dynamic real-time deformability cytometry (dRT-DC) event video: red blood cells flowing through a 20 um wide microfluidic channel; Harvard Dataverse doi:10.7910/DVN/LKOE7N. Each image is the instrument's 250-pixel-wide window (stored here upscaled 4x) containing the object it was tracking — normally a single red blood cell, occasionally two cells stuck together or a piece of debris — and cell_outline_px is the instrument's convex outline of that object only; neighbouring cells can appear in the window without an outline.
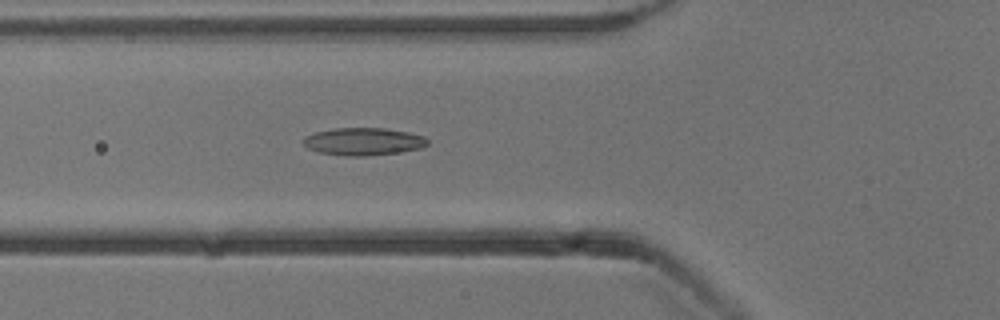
{"species": "common noctule bat (a hibernating species)", "species_latin": "Nyctalus noctula", "temperature_condition": "cold", "stored_images_in_passage": 54, "camera_frame_rate_fps": 3000, "um_per_image_px": 0.085, "animal": {"sex": "male", "body_mass_g": 13.3}, "frame": {"image": 1, "passage_image": 20, "time_ms": 6.333, "image_size_px": [1000, 320], "cell_outline_px": [[428, 144], [420, 148], [396, 152], [368, 156], [344, 156], [316, 152], [308, 148], [300, 140], [304, 136], [316, 132], [332, 128], [384, 128], [408, 132], [424, 136], [428, 140]], "centroid_in_image_um": [30.83, 12.03], "position_along_channel_um": 95.0, "area_um2": 20.06}}
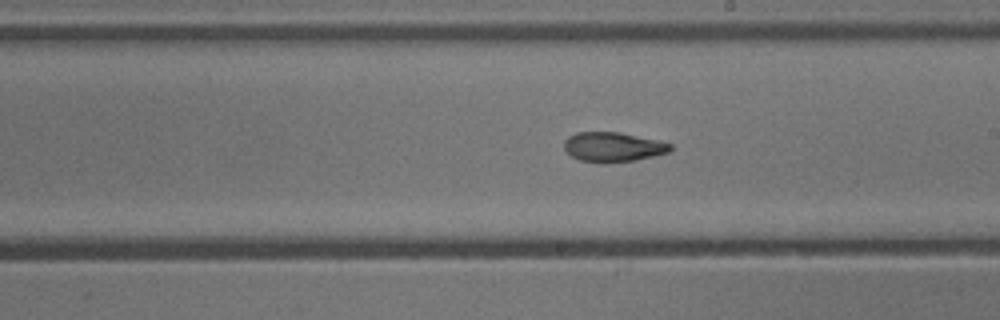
{"frame": {"image": 2, "passage_image": 31, "time_ms": 10.0, "image_size_px": [1000, 320], "cell_outline_px": [[672, 148], [668, 152], [636, 160], [604, 164], [600, 164], [580, 160], [572, 156], [564, 148], [564, 140], [568, 136], [576, 132], [620, 132], [660, 140], [672, 144]], "centroid_in_image_um": [52.1, 12.49], "position_along_channel_um": 236.9, "area_um2": 18.61}}
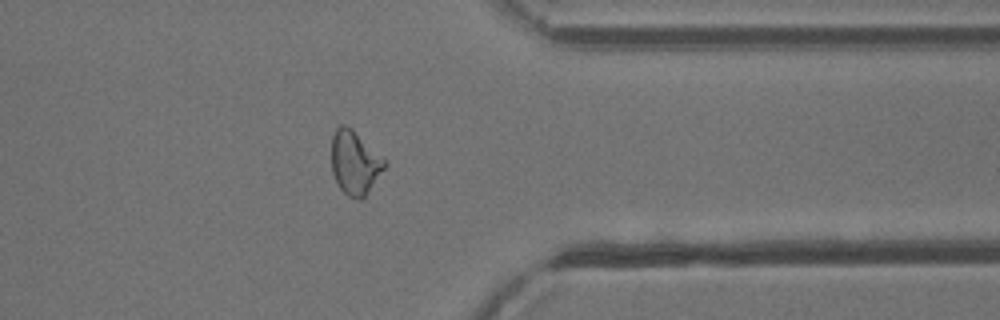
{"frame": {"image": 3, "passage_image": 43, "time_ms": 14.0, "image_size_px": [1000, 320], "cell_outline_px": [[388, 164], [364, 196], [360, 200], [356, 200], [348, 196], [336, 184], [332, 172], [332, 136], [336, 128], [340, 124], [344, 124], [352, 128], [384, 156]], "centroid_in_image_um": [30.17, 13.8], "position_along_channel_um": 381.2, "area_um2": 20.0}, "authors_computed_cell_mechanics": {"area_um2": 19.4786, "velocity_mm_per_s": 3.8473, "shape_relaxation_time_tau1_ms": null, "shape_relaxation_time_tau2_ms": 2.4448, "deformation_change_tau1": null, "deformation_change_tau2": 0.0891}}